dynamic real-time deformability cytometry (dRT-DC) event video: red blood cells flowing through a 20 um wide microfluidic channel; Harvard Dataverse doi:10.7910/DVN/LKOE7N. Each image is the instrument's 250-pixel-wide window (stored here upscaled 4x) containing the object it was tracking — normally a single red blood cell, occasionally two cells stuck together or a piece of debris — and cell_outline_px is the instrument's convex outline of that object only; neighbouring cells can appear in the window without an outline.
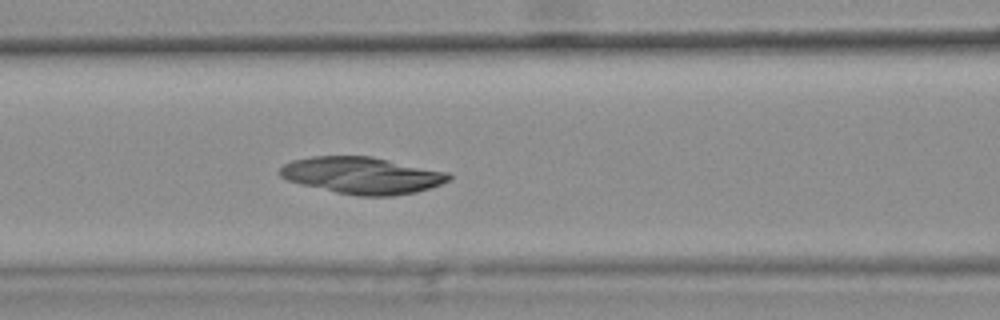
{"species": "common noctule bat (a hibernating species)", "species_latin": "Nyctalus noctula", "temperature_condition": "warm", "stored_images_in_passage": 35, "camera_frame_rate_fps": 3000, "um_per_image_px": 0.085, "animal": {"sex": "female", "body_mass_g": 25.1}, "frame": {"image": 1, "passage_image": 16, "time_ms": 5.0, "image_size_px": [1000, 320], "cell_outline_px": [[452, 180], [416, 192], [392, 196], [356, 196], [336, 192], [288, 180], [280, 176], [280, 168], [284, 164], [292, 160], [312, 156], [372, 156], [448, 172], [452, 176]], "centroid_in_image_um": [30.81, 14.9], "position_along_channel_um": 135.8, "area_um2": 36.13}}